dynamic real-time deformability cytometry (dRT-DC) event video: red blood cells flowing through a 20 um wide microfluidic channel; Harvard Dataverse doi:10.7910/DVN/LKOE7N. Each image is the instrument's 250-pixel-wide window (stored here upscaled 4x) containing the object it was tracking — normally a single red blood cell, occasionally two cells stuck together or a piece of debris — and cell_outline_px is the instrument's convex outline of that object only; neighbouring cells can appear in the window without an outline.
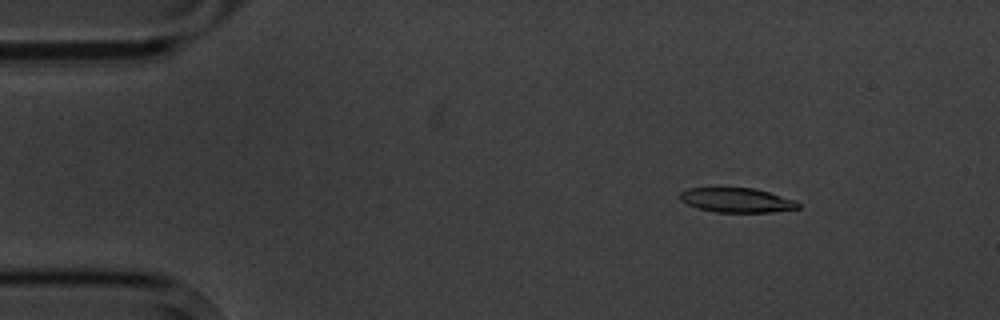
{"species": "common noctule bat (a hibernating species)", "species_latin": "Nyctalus noctula", "temperature_condition": "cold", "stored_images_in_passage": 8, "camera_frame_rate_fps": 3000, "um_per_image_px": 0.085, "animal": {"sex": "male", "body_mass_g": 20.1, "forearm_length_mm": 53.5}, "frame": {"image": 1, "passage_image": 3, "time_ms": 2.333, "image_size_px": [1000, 320], "cell_outline_px": [[800, 208], [772, 212], [716, 212], [696, 208], [680, 200], [680, 192], [688, 188], [752, 188], [768, 192], [796, 200], [800, 204]], "centroid_in_image_um": [62.63, 17.02], "position_along_channel_um": 22.4, "area_um2": 16.82}}
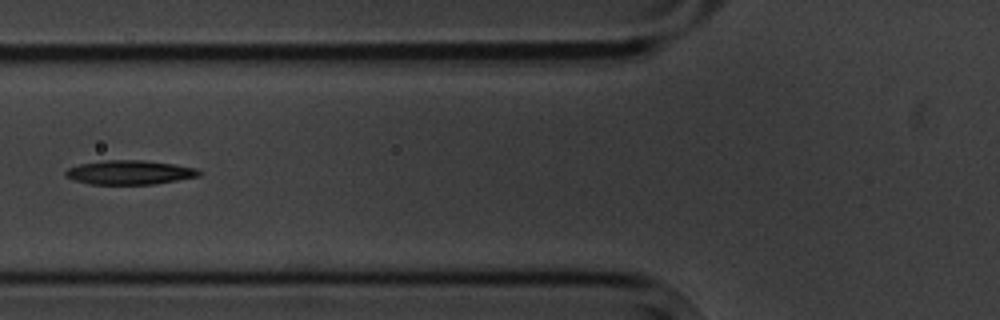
{"frame": {"image": 2, "passage_image": 7, "time_ms": 7.0, "image_size_px": [1000, 320], "cell_outline_px": [[200, 176], [152, 184], [88, 184], [72, 180], [64, 172], [68, 168], [80, 164], [104, 160], [144, 160], [172, 164], [196, 168], [200, 172]], "centroid_in_image_um": [10.98, 14.65], "position_along_channel_um": 114.8, "area_um2": 18.61}}
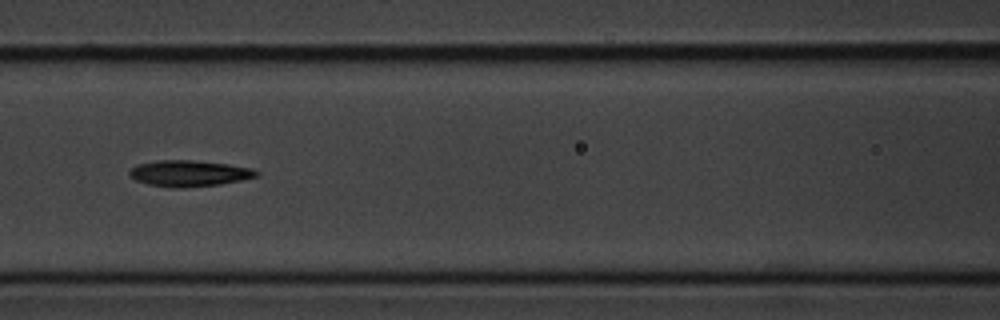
{"frame": {"image": 3, "passage_image": 8, "time_ms": 8.0, "image_size_px": [1000, 320], "cell_outline_px": [[260, 176], [220, 184], [180, 188], [176, 188], [148, 184], [136, 180], [128, 176], [128, 172], [136, 164], [160, 160], [192, 160], [228, 164], [252, 168], [260, 172]], "centroid_in_image_um": [16.08, 14.73], "position_along_channel_um": 150.5, "area_um2": 19.36}}